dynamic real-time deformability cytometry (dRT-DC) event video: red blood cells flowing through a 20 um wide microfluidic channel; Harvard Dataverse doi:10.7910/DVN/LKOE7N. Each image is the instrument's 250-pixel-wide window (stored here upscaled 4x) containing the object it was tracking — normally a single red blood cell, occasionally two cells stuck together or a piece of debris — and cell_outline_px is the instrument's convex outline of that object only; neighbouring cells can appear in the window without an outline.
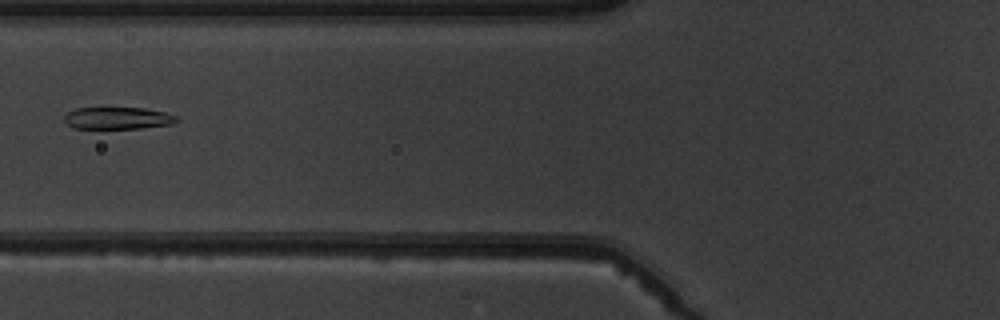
{"species": "common noctule bat (a hibernating species)", "species_latin": "Nyctalus noctula", "temperature_condition": "warm", "stored_images_in_passage": 6, "camera_frame_rate_fps": 3000, "um_per_image_px": 0.085, "animal": {"sex": "male", "body_mass_g": 19.5, "forearm_length_mm": 54.6}, "frame": {"image": 1, "passage_image": 5, "time_ms": 5.667, "image_size_px": [1000, 320], "cell_outline_px": [[180, 120], [172, 124], [140, 128], [72, 128], [64, 120], [64, 116], [68, 112], [76, 108], [144, 108], [164, 112], [176, 116]], "centroid_in_image_um": [10.01, 10.04], "position_along_channel_um": 115.8, "area_um2": 14.33}}
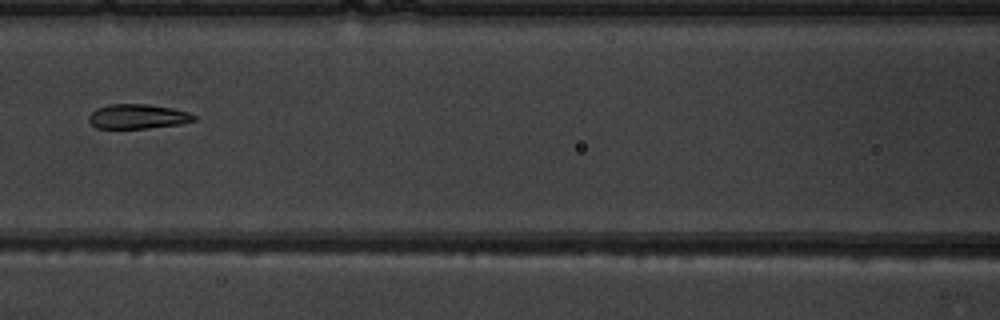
{"frame": {"image": 2, "passage_image": 6, "time_ms": 6.667, "image_size_px": [1000, 320], "cell_outline_px": [[196, 120], [180, 124], [148, 128], [96, 128], [88, 120], [88, 116], [96, 108], [108, 104], [148, 104], [172, 108], [188, 112], [196, 116]], "centroid_in_image_um": [11.7, 9.89], "position_along_channel_um": 154.9, "area_um2": 15.09}}